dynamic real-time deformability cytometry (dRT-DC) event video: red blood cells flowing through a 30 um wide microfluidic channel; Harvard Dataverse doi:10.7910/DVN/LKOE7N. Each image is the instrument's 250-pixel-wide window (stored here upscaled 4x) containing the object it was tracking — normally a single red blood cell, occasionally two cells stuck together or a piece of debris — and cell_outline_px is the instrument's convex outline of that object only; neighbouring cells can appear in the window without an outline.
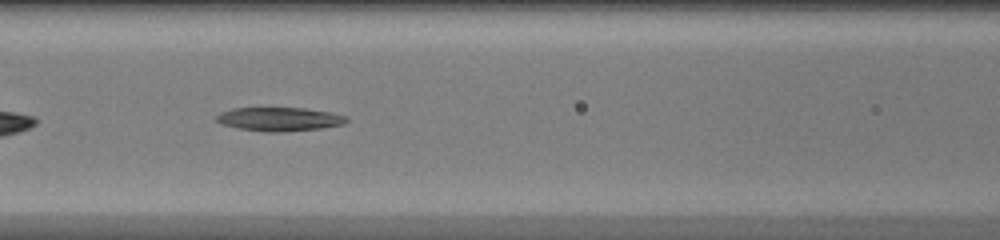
{"species": "common noctule bat (a hibernating species)", "species_latin": "Nyctalus noctula", "temperature_condition": "warm", "stored_images_in_passage": 34, "camera_frame_rate_fps": 3000, "um_per_image_px": 0.085, "animal": {"sex": "female", "body_mass_g": 20.0, "forearm_length_mm": 54.0}, "frame": {"image": 1, "passage_image": 8, "time_ms": 2.333, "image_size_px": [1000, 240], "cell_outline_px": [[348, 120], [344, 124], [320, 128], [284, 132], [264, 132], [236, 128], [220, 124], [216, 120], [216, 116], [220, 112], [232, 108], [304, 108], [332, 112], [348, 116]], "centroid_in_image_um": [23.74, 10.13], "position_along_channel_um": 142.9, "area_um2": 18.21}}
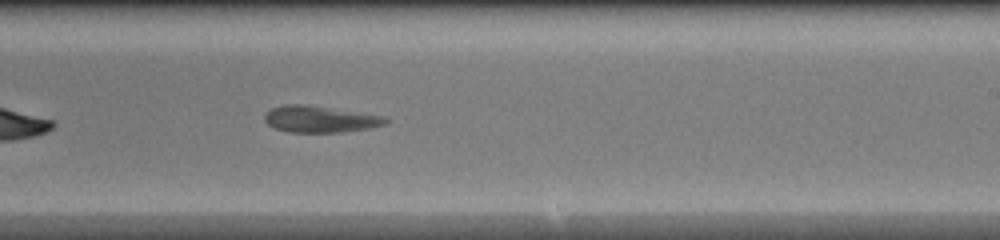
{"frame": {"image": 2, "passage_image": 16, "time_ms": 5.0, "image_size_px": [1000, 240], "cell_outline_px": [[388, 124], [368, 128], [344, 132], [288, 132], [276, 128], [268, 124], [264, 120], [264, 116], [272, 108], [284, 104], [304, 104], [384, 116], [388, 120]], "centroid_in_image_um": [27.2, 10.13], "position_along_channel_um": 261.8, "area_um2": 18.55}}
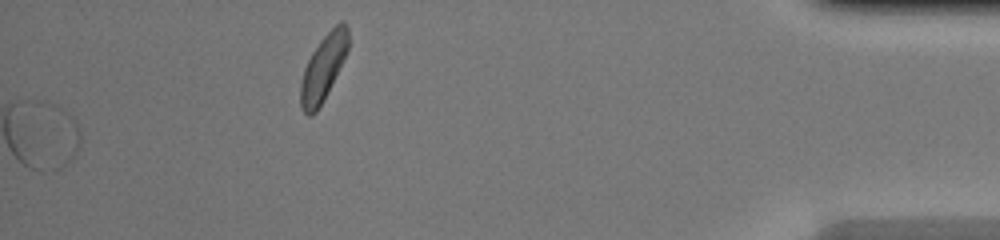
{"frame": {"image": 3, "passage_image": 34, "time_ms": 11.0, "image_size_px": [1000, 240], "cell_outline_px": [[348, 48], [328, 92], [324, 100], [316, 112], [312, 116], [308, 116], [300, 108], [300, 84], [304, 68], [312, 52], [320, 40], [340, 20], [344, 20], [348, 28]], "centroid_in_image_um": [27.46, 5.78], "position_along_channel_um": 407.7, "area_um2": 18.21}}